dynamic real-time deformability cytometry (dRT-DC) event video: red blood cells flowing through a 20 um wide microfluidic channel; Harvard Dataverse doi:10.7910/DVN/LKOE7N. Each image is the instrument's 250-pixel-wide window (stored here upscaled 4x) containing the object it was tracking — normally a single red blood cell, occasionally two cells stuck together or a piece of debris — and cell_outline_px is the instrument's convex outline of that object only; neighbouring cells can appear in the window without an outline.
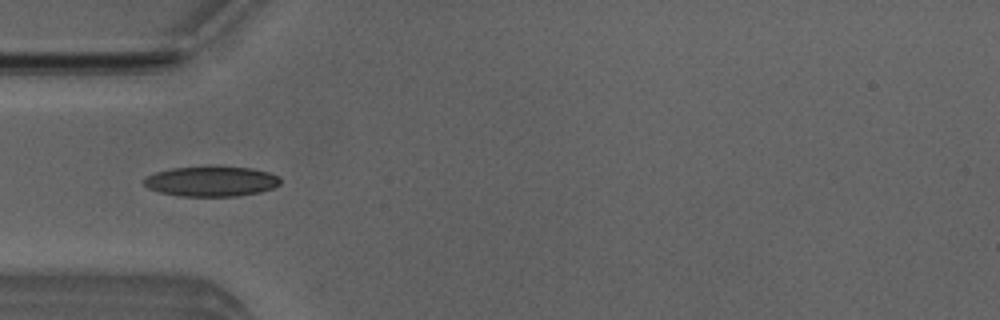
{"species": "Egyptian fruit bat (a non-hibernating species)", "species_latin": "Rousettus aegyptiacus", "temperature_condition": "room temperature", "stored_images_in_passage": 25, "camera_frame_rate_fps": 3000, "um_per_image_px": 0.085, "animal": {"sex": "male"}, "frame": {"image": 1, "passage_image": 4, "time_ms": 1.0, "image_size_px": [1000, 320], "cell_outline_px": [[280, 184], [272, 188], [260, 192], [236, 196], [180, 196], [160, 192], [148, 188], [144, 184], [144, 180], [148, 176], [156, 172], [172, 168], [208, 164], [252, 168], [268, 172], [280, 176]], "centroid_in_image_um": [17.98, 15.38], "position_along_channel_um": 67.0, "area_um2": 24.51}}
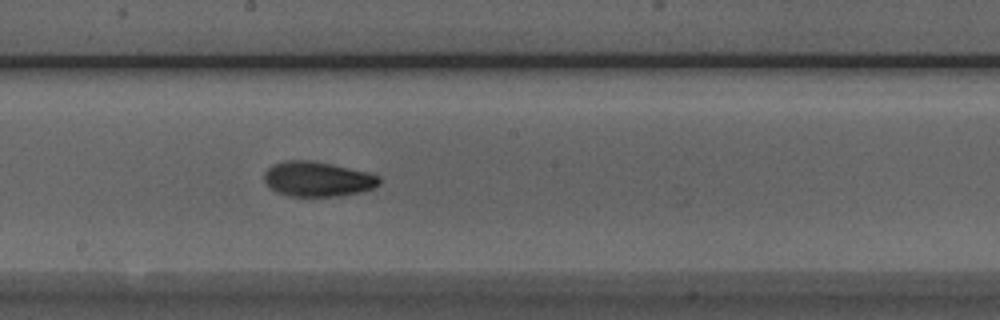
{"frame": {"image": 2, "passage_image": 16, "time_ms": 5.0, "image_size_px": [1000, 320], "cell_outline_px": [[380, 184], [376, 188], [364, 192], [340, 196], [288, 196], [276, 192], [264, 180], [264, 172], [272, 164], [284, 160], [312, 160], [368, 172], [380, 176]], "centroid_in_image_um": [27.02, 15.22], "position_along_channel_um": 221.2, "area_um2": 23.7}}
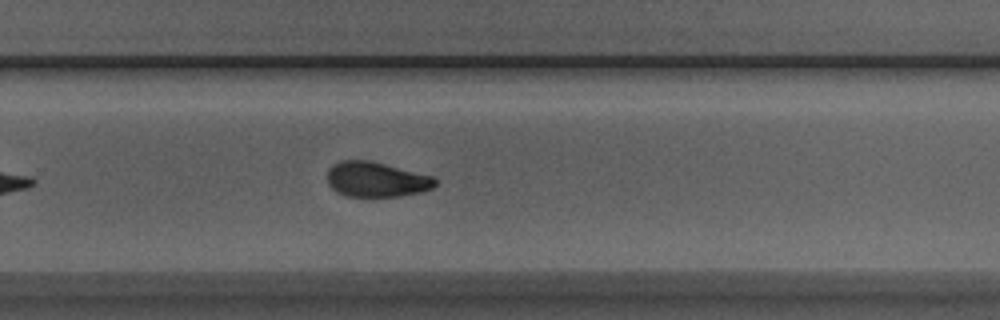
{"frame": {"image": 3, "passage_image": 22, "time_ms": 7.0, "image_size_px": [1000, 320], "cell_outline_px": [[436, 184], [432, 188], [420, 192], [400, 196], [344, 196], [336, 192], [328, 184], [328, 168], [332, 164], [340, 160], [372, 160], [436, 176]], "centroid_in_image_um": [32.0, 15.23], "position_along_channel_um": 297.8, "area_um2": 22.43}}